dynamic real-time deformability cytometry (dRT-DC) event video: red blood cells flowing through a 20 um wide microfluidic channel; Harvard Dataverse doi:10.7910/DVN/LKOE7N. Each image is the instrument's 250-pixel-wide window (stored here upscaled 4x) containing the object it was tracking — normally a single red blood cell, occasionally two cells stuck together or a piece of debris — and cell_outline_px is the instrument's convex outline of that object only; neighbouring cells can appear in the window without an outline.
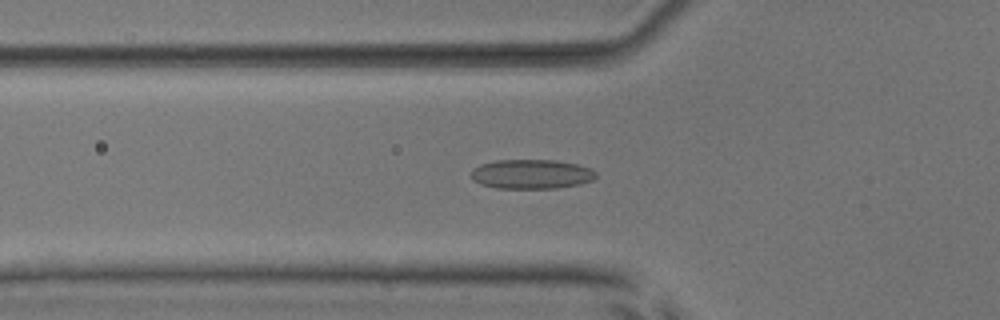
{"species": "common noctule bat (a hibernating species)", "species_latin": "Nyctalus noctula", "temperature_condition": "room temperature", "stored_images_in_passage": 43, "camera_frame_rate_fps": 3000, "um_per_image_px": 0.085, "animal": {"sex": "male", "body_mass_g": 17.9, "forearm_length_mm": 54.2}, "frame": {"image": 1, "passage_image": 9, "time_ms": 2.667, "image_size_px": [1000, 320], "cell_outline_px": [[596, 176], [592, 180], [580, 184], [556, 188], [496, 188], [480, 184], [472, 176], [472, 168], [480, 164], [496, 160], [556, 160], [576, 164], [592, 168], [596, 172]], "centroid_in_image_um": [45.19, 14.79], "position_along_channel_um": 80.6, "area_um2": 21.39}}
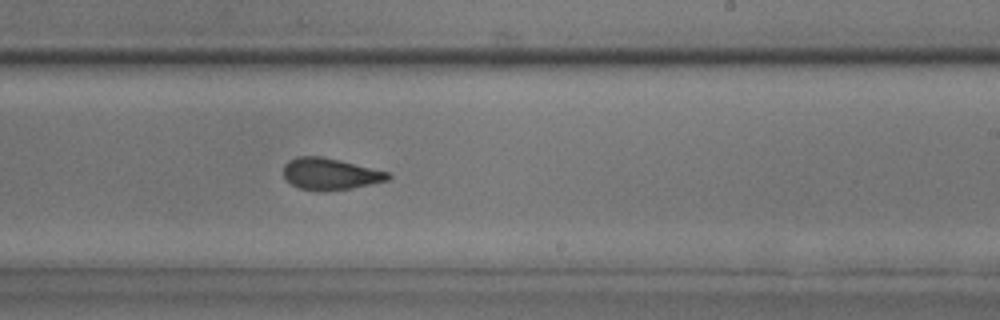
{"frame": {"image": 2, "passage_image": 23, "time_ms": 7.333, "image_size_px": [1000, 320], "cell_outline_px": [[392, 176], [388, 180], [352, 188], [300, 188], [284, 180], [284, 164], [288, 160], [296, 156], [320, 156], [340, 160], [388, 172]], "centroid_in_image_um": [28.04, 14.73], "position_along_channel_um": 261.0, "area_um2": 18.61}}
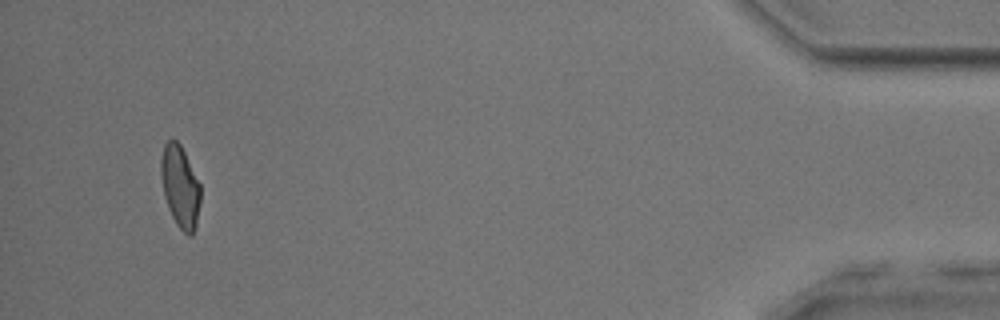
{"frame": {"image": 3, "passage_image": 41, "time_ms": 13.333, "image_size_px": [1000, 320], "cell_outline_px": [[200, 200], [196, 224], [192, 236], [188, 236], [176, 224], [168, 208], [164, 196], [160, 172], [160, 160], [164, 144], [168, 140], [176, 140], [180, 144], [200, 184]], "centroid_in_image_um": [15.29, 15.86], "position_along_channel_um": 419.9, "area_um2": 18.79}, "authors_computed_cell_mechanics": {"area_um2": 19.363, "velocity_mm_per_s": 3.8663, "shape_relaxation_time_tau1_ms": 10.786, "shape_relaxation_time_tau2_ms": 1.7185, "deformation_change_tau1": 0.2098, "deformation_change_tau2": 0.0825}}